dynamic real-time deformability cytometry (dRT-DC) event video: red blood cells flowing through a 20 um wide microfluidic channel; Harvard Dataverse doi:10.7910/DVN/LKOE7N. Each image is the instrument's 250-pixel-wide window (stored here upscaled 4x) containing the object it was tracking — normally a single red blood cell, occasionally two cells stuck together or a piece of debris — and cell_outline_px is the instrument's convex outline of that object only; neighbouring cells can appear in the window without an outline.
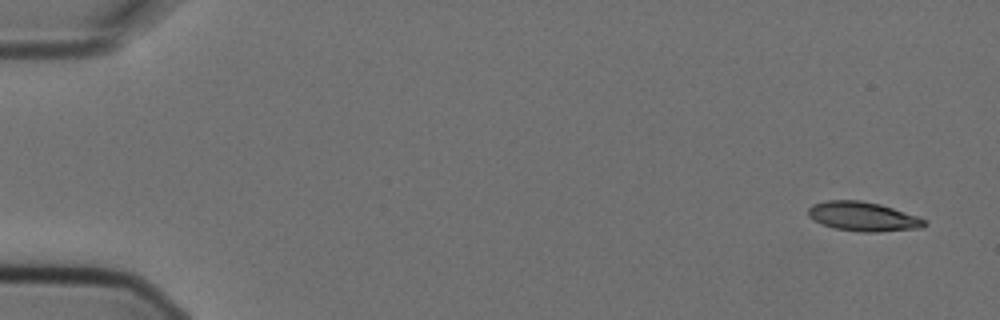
{"species": "Egyptian fruit bat (a non-hibernating species)", "species_latin": "Rousettus aegyptiacus", "temperature_condition": "cold", "stored_images_in_passage": 5, "camera_frame_rate_fps": 3000, "um_per_image_px": 0.085, "animal": {"sex": "female"}, "frame": {"image": 1, "passage_image": 1, "time_ms": 0.0, "image_size_px": [1000, 320], "cell_outline_px": [[928, 224], [920, 228], [876, 232], [860, 232], [832, 228], [820, 224], [812, 220], [808, 216], [808, 208], [812, 204], [828, 200], [860, 200], [880, 204], [916, 216], [924, 220]], "centroid_in_image_um": [73.29, 18.41], "position_along_channel_um": 11.7, "area_um2": 19.88}}
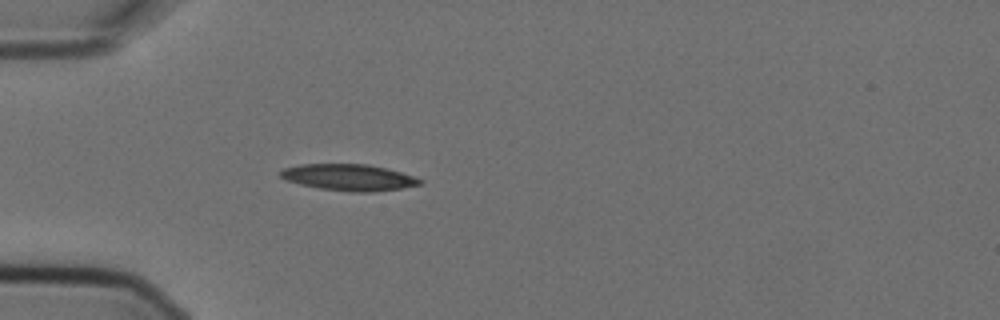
{"frame": {"image": 2, "passage_image": 5, "time_ms": 1.333, "image_size_px": [1000, 320], "cell_outline_px": [[424, 180], [420, 184], [400, 188], [372, 192], [348, 192], [320, 188], [300, 184], [288, 180], [280, 176], [280, 172], [284, 168], [300, 164], [368, 164], [400, 172]], "centroid_in_image_um": [29.64, 15.08], "position_along_channel_um": 55.4, "area_um2": 21.21}}